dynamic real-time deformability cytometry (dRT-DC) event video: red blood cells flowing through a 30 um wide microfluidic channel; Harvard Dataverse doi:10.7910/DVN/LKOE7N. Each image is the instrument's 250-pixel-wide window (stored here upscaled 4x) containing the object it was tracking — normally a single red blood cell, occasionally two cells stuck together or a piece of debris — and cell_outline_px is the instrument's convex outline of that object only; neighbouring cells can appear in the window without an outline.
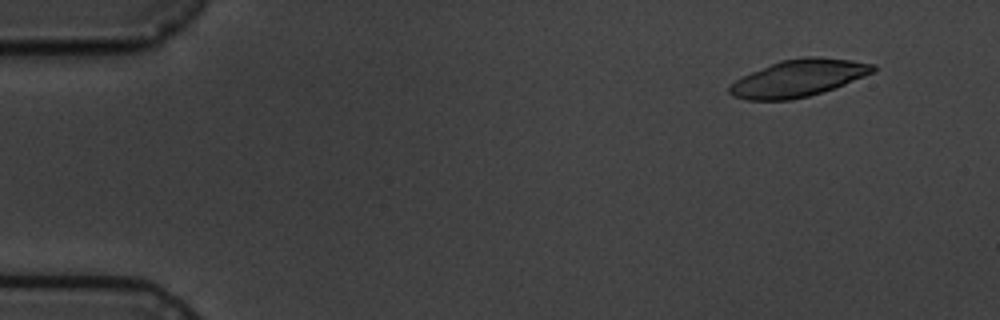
{"species": "common noctule bat (a hibernating species)", "species_latin": "Nyctalus noctula", "temperature_condition": "cold", "stored_images_in_passage": 11, "camera_frame_rate_fps": 3000, "um_per_image_px": 0.085, "animal": {"sex": "male", "body_mass_g": 19.5, "forearm_length_mm": 54.6}, "frame": {"image": 1, "passage_image": 2, "time_ms": 1.0, "image_size_px": [1000, 320], "cell_outline_px": [[876, 68], [872, 72], [864, 76], [844, 84], [808, 96], [792, 100], [748, 100], [732, 96], [728, 92], [728, 88], [736, 80], [752, 72], [780, 60], [808, 56], [816, 56], [852, 60], [876, 64]], "centroid_in_image_um": [67.86, 6.64], "position_along_channel_um": 17.1, "area_um2": 30.63}}